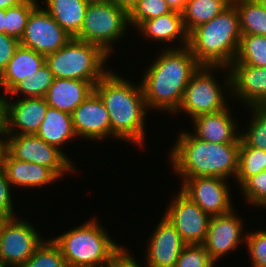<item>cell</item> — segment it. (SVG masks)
Instances as JSON below:
<instances>
[{
    "instance_id": "1",
    "label": "cell",
    "mask_w": 266,
    "mask_h": 267,
    "mask_svg": "<svg viewBox=\"0 0 266 267\" xmlns=\"http://www.w3.org/2000/svg\"><path fill=\"white\" fill-rule=\"evenodd\" d=\"M136 83L110 69L95 85L94 91L109 113L111 137L143 149L149 111L141 84Z\"/></svg>"
},
{
    "instance_id": "2",
    "label": "cell",
    "mask_w": 266,
    "mask_h": 267,
    "mask_svg": "<svg viewBox=\"0 0 266 267\" xmlns=\"http://www.w3.org/2000/svg\"><path fill=\"white\" fill-rule=\"evenodd\" d=\"M200 66L188 47L161 49L140 79L148 110L173 115L182 102L188 82Z\"/></svg>"
},
{
    "instance_id": "3",
    "label": "cell",
    "mask_w": 266,
    "mask_h": 267,
    "mask_svg": "<svg viewBox=\"0 0 266 267\" xmlns=\"http://www.w3.org/2000/svg\"><path fill=\"white\" fill-rule=\"evenodd\" d=\"M175 140L167 156L179 178L210 176L235 180L240 144L207 142L189 130L180 131Z\"/></svg>"
},
{
    "instance_id": "4",
    "label": "cell",
    "mask_w": 266,
    "mask_h": 267,
    "mask_svg": "<svg viewBox=\"0 0 266 267\" xmlns=\"http://www.w3.org/2000/svg\"><path fill=\"white\" fill-rule=\"evenodd\" d=\"M241 37L239 14L231 3L188 34V48L201 66L229 67L236 58Z\"/></svg>"
},
{
    "instance_id": "5",
    "label": "cell",
    "mask_w": 266,
    "mask_h": 267,
    "mask_svg": "<svg viewBox=\"0 0 266 267\" xmlns=\"http://www.w3.org/2000/svg\"><path fill=\"white\" fill-rule=\"evenodd\" d=\"M97 217L52 237L69 267H106L124 247L118 244Z\"/></svg>"
},
{
    "instance_id": "6",
    "label": "cell",
    "mask_w": 266,
    "mask_h": 267,
    "mask_svg": "<svg viewBox=\"0 0 266 267\" xmlns=\"http://www.w3.org/2000/svg\"><path fill=\"white\" fill-rule=\"evenodd\" d=\"M108 58L111 57L100 47L73 37L62 48L46 55V64L54 78L78 79L96 85L111 69H107Z\"/></svg>"
},
{
    "instance_id": "7",
    "label": "cell",
    "mask_w": 266,
    "mask_h": 267,
    "mask_svg": "<svg viewBox=\"0 0 266 267\" xmlns=\"http://www.w3.org/2000/svg\"><path fill=\"white\" fill-rule=\"evenodd\" d=\"M220 70L225 74V81L219 82L220 80L215 77L217 76L215 72L218 73L219 71L221 73ZM227 94L228 97H231L229 68L223 66H200L188 82L182 102L173 116L183 113L189 116L188 118L191 120L201 114L222 111L229 105V101L226 98Z\"/></svg>"
},
{
    "instance_id": "8",
    "label": "cell",
    "mask_w": 266,
    "mask_h": 267,
    "mask_svg": "<svg viewBox=\"0 0 266 267\" xmlns=\"http://www.w3.org/2000/svg\"><path fill=\"white\" fill-rule=\"evenodd\" d=\"M130 28L128 13L113 0L89 3L80 33L75 37L100 47L112 56L114 44Z\"/></svg>"
},
{
    "instance_id": "9",
    "label": "cell",
    "mask_w": 266,
    "mask_h": 267,
    "mask_svg": "<svg viewBox=\"0 0 266 267\" xmlns=\"http://www.w3.org/2000/svg\"><path fill=\"white\" fill-rule=\"evenodd\" d=\"M32 224L23 217L1 220L0 267H21L43 243L45 238Z\"/></svg>"
},
{
    "instance_id": "10",
    "label": "cell",
    "mask_w": 266,
    "mask_h": 267,
    "mask_svg": "<svg viewBox=\"0 0 266 267\" xmlns=\"http://www.w3.org/2000/svg\"><path fill=\"white\" fill-rule=\"evenodd\" d=\"M6 142L7 152L13 158L47 167L59 179L68 173H77L74 161L66 153L36 134L8 135Z\"/></svg>"
},
{
    "instance_id": "11",
    "label": "cell",
    "mask_w": 266,
    "mask_h": 267,
    "mask_svg": "<svg viewBox=\"0 0 266 267\" xmlns=\"http://www.w3.org/2000/svg\"><path fill=\"white\" fill-rule=\"evenodd\" d=\"M162 215L179 232L186 244H203L208 232L211 216L205 213L180 189L172 196Z\"/></svg>"
},
{
    "instance_id": "12",
    "label": "cell",
    "mask_w": 266,
    "mask_h": 267,
    "mask_svg": "<svg viewBox=\"0 0 266 267\" xmlns=\"http://www.w3.org/2000/svg\"><path fill=\"white\" fill-rule=\"evenodd\" d=\"M180 179V190L210 216L222 215L235 208L228 179L210 176Z\"/></svg>"
},
{
    "instance_id": "13",
    "label": "cell",
    "mask_w": 266,
    "mask_h": 267,
    "mask_svg": "<svg viewBox=\"0 0 266 267\" xmlns=\"http://www.w3.org/2000/svg\"><path fill=\"white\" fill-rule=\"evenodd\" d=\"M245 222L233 208L230 212L211 216L208 232L203 243L209 257L217 264L221 258L245 244Z\"/></svg>"
},
{
    "instance_id": "14",
    "label": "cell",
    "mask_w": 266,
    "mask_h": 267,
    "mask_svg": "<svg viewBox=\"0 0 266 267\" xmlns=\"http://www.w3.org/2000/svg\"><path fill=\"white\" fill-rule=\"evenodd\" d=\"M71 38L41 5L29 15L20 45L46 56L62 48Z\"/></svg>"
},
{
    "instance_id": "15",
    "label": "cell",
    "mask_w": 266,
    "mask_h": 267,
    "mask_svg": "<svg viewBox=\"0 0 266 267\" xmlns=\"http://www.w3.org/2000/svg\"><path fill=\"white\" fill-rule=\"evenodd\" d=\"M148 236L145 245L144 267H175L186 243L179 232L164 216ZM146 264V265H145Z\"/></svg>"
},
{
    "instance_id": "16",
    "label": "cell",
    "mask_w": 266,
    "mask_h": 267,
    "mask_svg": "<svg viewBox=\"0 0 266 267\" xmlns=\"http://www.w3.org/2000/svg\"><path fill=\"white\" fill-rule=\"evenodd\" d=\"M71 116L74 131L79 139L102 141L111 138L109 113L95 91L72 112Z\"/></svg>"
},
{
    "instance_id": "17",
    "label": "cell",
    "mask_w": 266,
    "mask_h": 267,
    "mask_svg": "<svg viewBox=\"0 0 266 267\" xmlns=\"http://www.w3.org/2000/svg\"><path fill=\"white\" fill-rule=\"evenodd\" d=\"M228 68L233 101L235 98L247 108L266 105V67L231 64Z\"/></svg>"
},
{
    "instance_id": "18",
    "label": "cell",
    "mask_w": 266,
    "mask_h": 267,
    "mask_svg": "<svg viewBox=\"0 0 266 267\" xmlns=\"http://www.w3.org/2000/svg\"><path fill=\"white\" fill-rule=\"evenodd\" d=\"M231 106L222 111L201 114L190 121L193 124L192 134L204 141L219 144H240L238 119L233 118ZM238 128V129H237Z\"/></svg>"
},
{
    "instance_id": "19",
    "label": "cell",
    "mask_w": 266,
    "mask_h": 267,
    "mask_svg": "<svg viewBox=\"0 0 266 267\" xmlns=\"http://www.w3.org/2000/svg\"><path fill=\"white\" fill-rule=\"evenodd\" d=\"M147 40L163 43L161 49H180L188 47V33L183 24L182 13L172 11L166 15L143 21L136 29ZM180 44L170 46L176 41ZM168 44V45H165ZM176 46V47H175Z\"/></svg>"
},
{
    "instance_id": "20",
    "label": "cell",
    "mask_w": 266,
    "mask_h": 267,
    "mask_svg": "<svg viewBox=\"0 0 266 267\" xmlns=\"http://www.w3.org/2000/svg\"><path fill=\"white\" fill-rule=\"evenodd\" d=\"M48 107L45 98H8V134H36Z\"/></svg>"
},
{
    "instance_id": "21",
    "label": "cell",
    "mask_w": 266,
    "mask_h": 267,
    "mask_svg": "<svg viewBox=\"0 0 266 267\" xmlns=\"http://www.w3.org/2000/svg\"><path fill=\"white\" fill-rule=\"evenodd\" d=\"M3 168L12 188L31 189L45 187L60 179L47 167L13 158L8 152L4 157Z\"/></svg>"
},
{
    "instance_id": "22",
    "label": "cell",
    "mask_w": 266,
    "mask_h": 267,
    "mask_svg": "<svg viewBox=\"0 0 266 267\" xmlns=\"http://www.w3.org/2000/svg\"><path fill=\"white\" fill-rule=\"evenodd\" d=\"M94 88L95 85L88 81L54 78L44 98L49 107L72 114Z\"/></svg>"
},
{
    "instance_id": "23",
    "label": "cell",
    "mask_w": 266,
    "mask_h": 267,
    "mask_svg": "<svg viewBox=\"0 0 266 267\" xmlns=\"http://www.w3.org/2000/svg\"><path fill=\"white\" fill-rule=\"evenodd\" d=\"M45 64V55L19 45L0 74V92L3 90L7 94L18 82L36 73Z\"/></svg>"
},
{
    "instance_id": "24",
    "label": "cell",
    "mask_w": 266,
    "mask_h": 267,
    "mask_svg": "<svg viewBox=\"0 0 266 267\" xmlns=\"http://www.w3.org/2000/svg\"><path fill=\"white\" fill-rule=\"evenodd\" d=\"M36 135L61 151H64L62 148L64 145L78 138L74 131L71 114L51 107H48Z\"/></svg>"
},
{
    "instance_id": "25",
    "label": "cell",
    "mask_w": 266,
    "mask_h": 267,
    "mask_svg": "<svg viewBox=\"0 0 266 267\" xmlns=\"http://www.w3.org/2000/svg\"><path fill=\"white\" fill-rule=\"evenodd\" d=\"M44 10L70 35L82 28L89 3L86 0H43Z\"/></svg>"
},
{
    "instance_id": "26",
    "label": "cell",
    "mask_w": 266,
    "mask_h": 267,
    "mask_svg": "<svg viewBox=\"0 0 266 267\" xmlns=\"http://www.w3.org/2000/svg\"><path fill=\"white\" fill-rule=\"evenodd\" d=\"M231 3L232 0H187L182 12L185 30L189 34L197 26L211 21Z\"/></svg>"
},
{
    "instance_id": "27",
    "label": "cell",
    "mask_w": 266,
    "mask_h": 267,
    "mask_svg": "<svg viewBox=\"0 0 266 267\" xmlns=\"http://www.w3.org/2000/svg\"><path fill=\"white\" fill-rule=\"evenodd\" d=\"M239 14L241 35L266 36V10L256 0H232Z\"/></svg>"
},
{
    "instance_id": "28",
    "label": "cell",
    "mask_w": 266,
    "mask_h": 267,
    "mask_svg": "<svg viewBox=\"0 0 266 267\" xmlns=\"http://www.w3.org/2000/svg\"><path fill=\"white\" fill-rule=\"evenodd\" d=\"M54 75L45 64L36 73L18 82L8 93V98H44L49 87L53 84Z\"/></svg>"
},
{
    "instance_id": "29",
    "label": "cell",
    "mask_w": 266,
    "mask_h": 267,
    "mask_svg": "<svg viewBox=\"0 0 266 267\" xmlns=\"http://www.w3.org/2000/svg\"><path fill=\"white\" fill-rule=\"evenodd\" d=\"M246 109H249L252 115L249 120L250 122L247 120V125L241 130L240 147H253L265 151L266 105H257Z\"/></svg>"
},
{
    "instance_id": "30",
    "label": "cell",
    "mask_w": 266,
    "mask_h": 267,
    "mask_svg": "<svg viewBox=\"0 0 266 267\" xmlns=\"http://www.w3.org/2000/svg\"><path fill=\"white\" fill-rule=\"evenodd\" d=\"M232 64L266 67V36L242 35Z\"/></svg>"
},
{
    "instance_id": "31",
    "label": "cell",
    "mask_w": 266,
    "mask_h": 267,
    "mask_svg": "<svg viewBox=\"0 0 266 267\" xmlns=\"http://www.w3.org/2000/svg\"><path fill=\"white\" fill-rule=\"evenodd\" d=\"M265 151L253 147H240L238 173L235 183L240 187L249 177L265 171Z\"/></svg>"
},
{
    "instance_id": "32",
    "label": "cell",
    "mask_w": 266,
    "mask_h": 267,
    "mask_svg": "<svg viewBox=\"0 0 266 267\" xmlns=\"http://www.w3.org/2000/svg\"><path fill=\"white\" fill-rule=\"evenodd\" d=\"M60 247L52 238L45 239L21 267H66Z\"/></svg>"
},
{
    "instance_id": "33",
    "label": "cell",
    "mask_w": 266,
    "mask_h": 267,
    "mask_svg": "<svg viewBox=\"0 0 266 267\" xmlns=\"http://www.w3.org/2000/svg\"><path fill=\"white\" fill-rule=\"evenodd\" d=\"M172 12L165 0H139L128 13L129 25L134 30L143 22Z\"/></svg>"
},
{
    "instance_id": "34",
    "label": "cell",
    "mask_w": 266,
    "mask_h": 267,
    "mask_svg": "<svg viewBox=\"0 0 266 267\" xmlns=\"http://www.w3.org/2000/svg\"><path fill=\"white\" fill-rule=\"evenodd\" d=\"M37 6L28 2H20L17 6L5 10V34L20 41L31 12Z\"/></svg>"
},
{
    "instance_id": "35",
    "label": "cell",
    "mask_w": 266,
    "mask_h": 267,
    "mask_svg": "<svg viewBox=\"0 0 266 267\" xmlns=\"http://www.w3.org/2000/svg\"><path fill=\"white\" fill-rule=\"evenodd\" d=\"M238 189L250 206L266 209V171L249 177Z\"/></svg>"
},
{
    "instance_id": "36",
    "label": "cell",
    "mask_w": 266,
    "mask_h": 267,
    "mask_svg": "<svg viewBox=\"0 0 266 267\" xmlns=\"http://www.w3.org/2000/svg\"><path fill=\"white\" fill-rule=\"evenodd\" d=\"M245 233V248L251 261L249 267H266V230L256 229Z\"/></svg>"
},
{
    "instance_id": "37",
    "label": "cell",
    "mask_w": 266,
    "mask_h": 267,
    "mask_svg": "<svg viewBox=\"0 0 266 267\" xmlns=\"http://www.w3.org/2000/svg\"><path fill=\"white\" fill-rule=\"evenodd\" d=\"M203 244H186L175 267H216Z\"/></svg>"
},
{
    "instance_id": "38",
    "label": "cell",
    "mask_w": 266,
    "mask_h": 267,
    "mask_svg": "<svg viewBox=\"0 0 266 267\" xmlns=\"http://www.w3.org/2000/svg\"><path fill=\"white\" fill-rule=\"evenodd\" d=\"M7 178L4 168L0 169V217L2 219L5 218H13L17 216L16 212L14 211L15 206L13 203L14 200L12 195L14 190Z\"/></svg>"
},
{
    "instance_id": "39",
    "label": "cell",
    "mask_w": 266,
    "mask_h": 267,
    "mask_svg": "<svg viewBox=\"0 0 266 267\" xmlns=\"http://www.w3.org/2000/svg\"><path fill=\"white\" fill-rule=\"evenodd\" d=\"M19 45L20 41L18 39L0 33V74L13 57Z\"/></svg>"
},
{
    "instance_id": "40",
    "label": "cell",
    "mask_w": 266,
    "mask_h": 267,
    "mask_svg": "<svg viewBox=\"0 0 266 267\" xmlns=\"http://www.w3.org/2000/svg\"><path fill=\"white\" fill-rule=\"evenodd\" d=\"M109 267H143L136 261L135 257L129 253L127 247H123L112 259Z\"/></svg>"
},
{
    "instance_id": "41",
    "label": "cell",
    "mask_w": 266,
    "mask_h": 267,
    "mask_svg": "<svg viewBox=\"0 0 266 267\" xmlns=\"http://www.w3.org/2000/svg\"><path fill=\"white\" fill-rule=\"evenodd\" d=\"M3 94V95H2ZM0 93V139H7L8 134V97Z\"/></svg>"
},
{
    "instance_id": "42",
    "label": "cell",
    "mask_w": 266,
    "mask_h": 267,
    "mask_svg": "<svg viewBox=\"0 0 266 267\" xmlns=\"http://www.w3.org/2000/svg\"><path fill=\"white\" fill-rule=\"evenodd\" d=\"M165 1L169 5V7L172 9V11H176L180 13L184 11L185 4L187 3V0H165Z\"/></svg>"
},
{
    "instance_id": "43",
    "label": "cell",
    "mask_w": 266,
    "mask_h": 267,
    "mask_svg": "<svg viewBox=\"0 0 266 267\" xmlns=\"http://www.w3.org/2000/svg\"><path fill=\"white\" fill-rule=\"evenodd\" d=\"M122 9L129 13L139 0H113Z\"/></svg>"
},
{
    "instance_id": "44",
    "label": "cell",
    "mask_w": 266,
    "mask_h": 267,
    "mask_svg": "<svg viewBox=\"0 0 266 267\" xmlns=\"http://www.w3.org/2000/svg\"><path fill=\"white\" fill-rule=\"evenodd\" d=\"M7 152L6 139H0V169H3L4 157Z\"/></svg>"
},
{
    "instance_id": "45",
    "label": "cell",
    "mask_w": 266,
    "mask_h": 267,
    "mask_svg": "<svg viewBox=\"0 0 266 267\" xmlns=\"http://www.w3.org/2000/svg\"><path fill=\"white\" fill-rule=\"evenodd\" d=\"M20 3L19 0H0V9H8L17 6Z\"/></svg>"
},
{
    "instance_id": "46",
    "label": "cell",
    "mask_w": 266,
    "mask_h": 267,
    "mask_svg": "<svg viewBox=\"0 0 266 267\" xmlns=\"http://www.w3.org/2000/svg\"><path fill=\"white\" fill-rule=\"evenodd\" d=\"M5 10L0 9V33L5 34Z\"/></svg>"
},
{
    "instance_id": "47",
    "label": "cell",
    "mask_w": 266,
    "mask_h": 267,
    "mask_svg": "<svg viewBox=\"0 0 266 267\" xmlns=\"http://www.w3.org/2000/svg\"><path fill=\"white\" fill-rule=\"evenodd\" d=\"M20 2H28V3H31V4H34L36 6H40V2H42V0H19ZM39 1V2H38Z\"/></svg>"
},
{
    "instance_id": "48",
    "label": "cell",
    "mask_w": 266,
    "mask_h": 267,
    "mask_svg": "<svg viewBox=\"0 0 266 267\" xmlns=\"http://www.w3.org/2000/svg\"><path fill=\"white\" fill-rule=\"evenodd\" d=\"M266 10V0H256Z\"/></svg>"
},
{
    "instance_id": "49",
    "label": "cell",
    "mask_w": 266,
    "mask_h": 267,
    "mask_svg": "<svg viewBox=\"0 0 266 267\" xmlns=\"http://www.w3.org/2000/svg\"><path fill=\"white\" fill-rule=\"evenodd\" d=\"M88 3H96V2H107L111 0H86Z\"/></svg>"
},
{
    "instance_id": "50",
    "label": "cell",
    "mask_w": 266,
    "mask_h": 267,
    "mask_svg": "<svg viewBox=\"0 0 266 267\" xmlns=\"http://www.w3.org/2000/svg\"><path fill=\"white\" fill-rule=\"evenodd\" d=\"M264 167H265V171H266V150H265V164H264Z\"/></svg>"
}]
</instances>
